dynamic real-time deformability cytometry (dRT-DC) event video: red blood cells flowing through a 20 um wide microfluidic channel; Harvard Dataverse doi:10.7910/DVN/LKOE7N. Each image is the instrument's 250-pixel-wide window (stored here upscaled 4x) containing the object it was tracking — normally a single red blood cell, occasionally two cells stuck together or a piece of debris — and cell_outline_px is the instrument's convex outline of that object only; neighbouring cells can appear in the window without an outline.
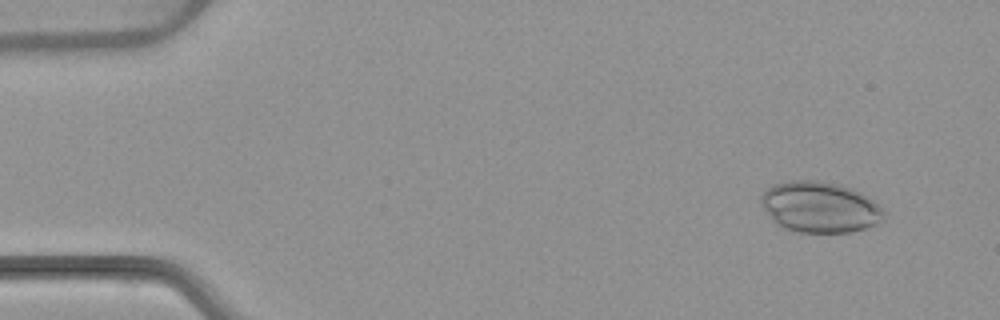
{"species": "common noctule bat (a hibernating species)", "species_latin": "Nyctalus noctula", "temperature_condition": "warm", "stored_images_in_passage": 4, "camera_frame_rate_fps": 3000, "um_per_image_px": 0.085, "animal": {"sex": "female", "body_mass_g": 22.7, "forearm_length_mm": 54.2}, "frame": {"image": 1, "passage_image": 2, "time_ms": 1.0, "image_size_px": [1000, 320], "cell_outline_px": [[884, 216], [876, 224], [852, 232], [800, 232], [784, 228], [776, 224], [772, 220], [764, 208], [760, 200], [760, 196], [768, 188], [776, 184], [796, 180], [820, 180], [852, 188], [860, 192], [872, 200], [884, 212]], "centroid_in_image_um": [69.66, 17.6], "position_along_channel_um": 15.3, "area_um2": 36.01}}
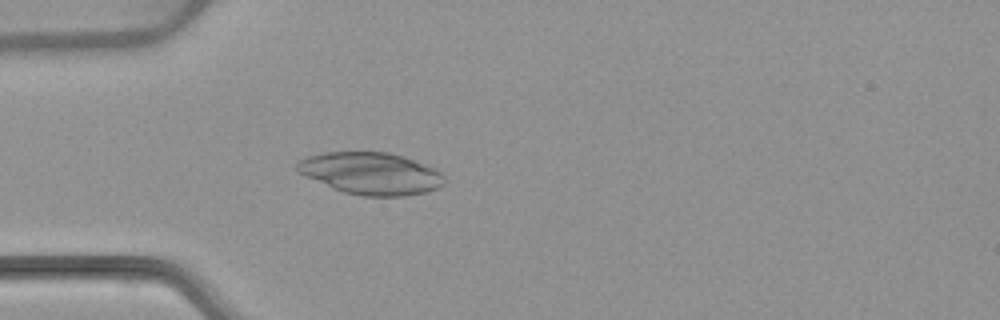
{"frame": {"image": 2, "passage_image": 4, "time_ms": 4.667, "image_size_px": [1000, 320], "cell_outline_px": [[444, 184], [428, 192], [404, 196], [364, 196], [344, 192], [304, 176], [296, 172], [296, 164], [300, 160], [308, 156], [324, 152], [388, 152], [404, 156], [436, 168], [444, 176]], "centroid_in_image_um": [31.54, 14.74], "position_along_channel_um": 53.5, "area_um2": 36.18}}